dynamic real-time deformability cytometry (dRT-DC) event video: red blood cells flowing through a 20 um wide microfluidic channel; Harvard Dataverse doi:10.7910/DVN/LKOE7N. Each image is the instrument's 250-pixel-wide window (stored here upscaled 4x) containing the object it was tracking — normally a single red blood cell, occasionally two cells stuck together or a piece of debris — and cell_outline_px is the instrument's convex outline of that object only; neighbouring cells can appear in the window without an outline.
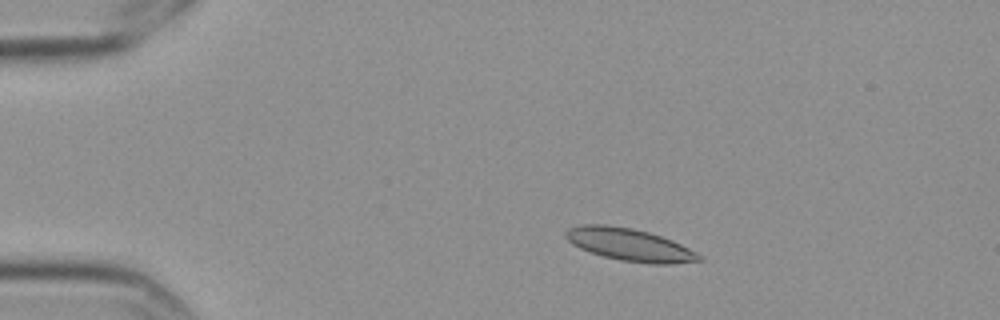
{"species": "Egyptian fruit bat (a non-hibernating species)", "species_latin": "Rousettus aegyptiacus", "temperature_condition": "cold", "stored_images_in_passage": 4, "camera_frame_rate_fps": 3000, "um_per_image_px": 0.085, "frame": {"image": 1, "passage_image": 3, "time_ms": 0.667, "image_size_px": [1000, 320], "cell_outline_px": [[704, 260], [672, 264], [652, 264], [620, 260], [604, 256], [580, 248], [572, 244], [564, 236], [564, 232], [568, 228], [580, 224], [608, 224], [632, 228], [648, 232], [672, 240], [704, 256]], "centroid_in_image_um": [53.51, 20.79], "position_along_channel_um": 31.5, "area_um2": 25.32}}